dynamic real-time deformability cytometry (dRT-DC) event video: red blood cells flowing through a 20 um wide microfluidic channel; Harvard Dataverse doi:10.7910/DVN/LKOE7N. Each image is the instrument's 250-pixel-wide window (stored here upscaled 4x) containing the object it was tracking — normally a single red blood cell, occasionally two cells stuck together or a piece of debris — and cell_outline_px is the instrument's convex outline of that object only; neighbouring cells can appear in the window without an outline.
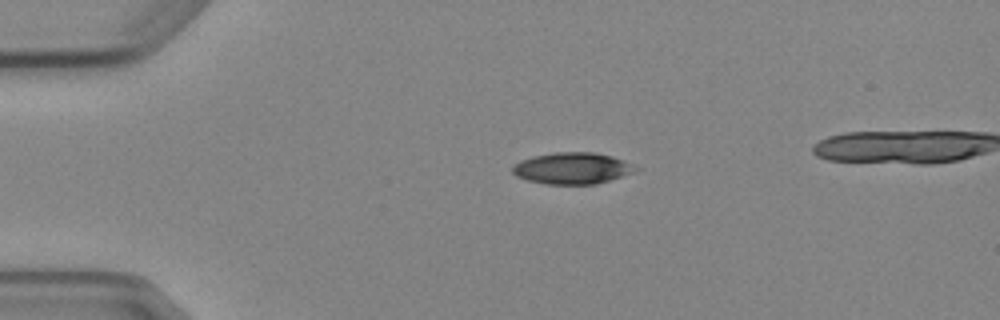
{"species": "Egyptian fruit bat (a non-hibernating species)", "species_latin": "Rousettus aegyptiacus", "temperature_condition": "cold", "stored_images_in_passage": 3, "camera_frame_rate_fps": 3000, "um_per_image_px": 0.085, "animal": {"sex": "female"}, "frame": {"image": 1, "passage_image": 1, "time_ms": 0.0, "image_size_px": [1000, 320], "cell_outline_px": [[640, 168], [636, 172], [596, 184], [548, 184], [528, 180], [516, 176], [512, 172], [512, 164], [520, 160], [532, 156], [556, 152], [596, 152], [612, 156], [624, 160]], "centroid_in_image_um": [48.65, 14.29], "position_along_channel_um": 36.3, "area_um2": 22.77}}